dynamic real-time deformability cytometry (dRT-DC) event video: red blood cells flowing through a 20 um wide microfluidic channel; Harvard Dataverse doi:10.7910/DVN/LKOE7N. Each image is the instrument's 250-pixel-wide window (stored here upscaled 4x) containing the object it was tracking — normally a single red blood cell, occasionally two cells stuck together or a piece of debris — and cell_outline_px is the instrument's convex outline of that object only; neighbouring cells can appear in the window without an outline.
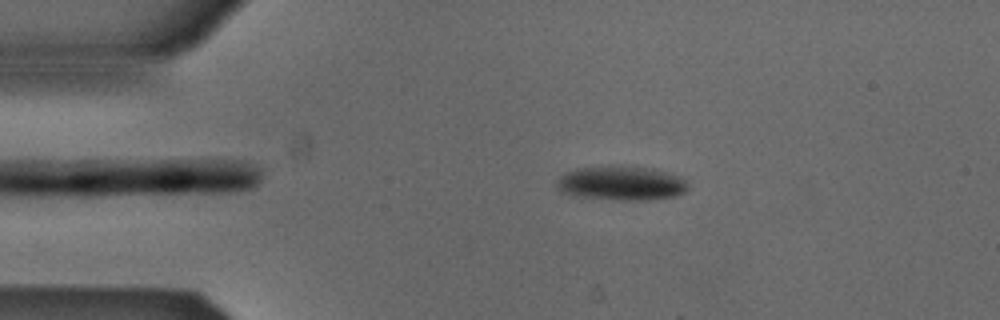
{"species": "Egyptian fruit bat (a non-hibernating species)", "species_latin": "Rousettus aegyptiacus", "temperature_condition": "cold", "stored_images_in_passage": 51, "camera_frame_rate_fps": 3000, "um_per_image_px": 0.085, "animal": {"sex": "male"}, "frame": {"image": 1, "passage_image": 9, "time_ms": 2.667, "image_size_px": [1000, 320], "cell_outline_px": [[688, 188], [684, 192], [676, 196], [644, 200], [620, 200], [584, 196], [564, 192], [560, 188], [560, 176], [564, 172], [576, 168], [644, 168], [664, 172], [680, 176], [688, 184]], "centroid_in_image_um": [52.89, 15.6], "position_along_channel_um": 32.1, "area_um2": 24.8}}
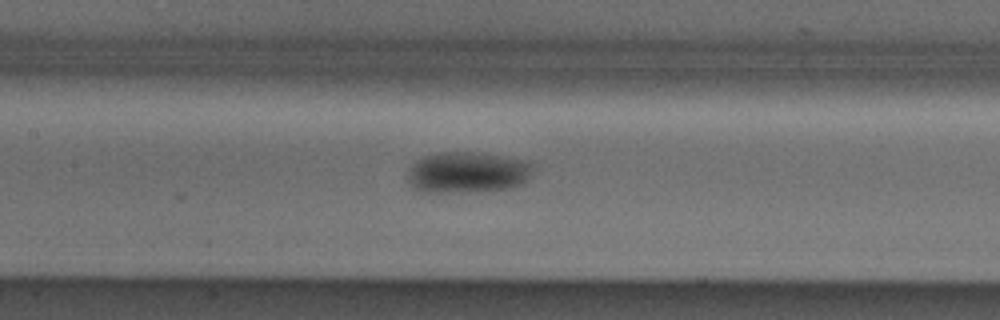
{"frame": {"image": 2, "passage_image": 23, "time_ms": 7.333, "image_size_px": [1000, 320], "cell_outline_px": [[532, 168], [524, 184], [512, 188], [476, 192], [424, 192], [416, 188], [408, 180], [408, 168], [416, 160], [424, 156], [440, 152], [480, 152], [528, 160], [532, 164]], "centroid_in_image_um": [39.75, 14.65], "position_along_channel_um": 167.6, "area_um2": 30.35}}
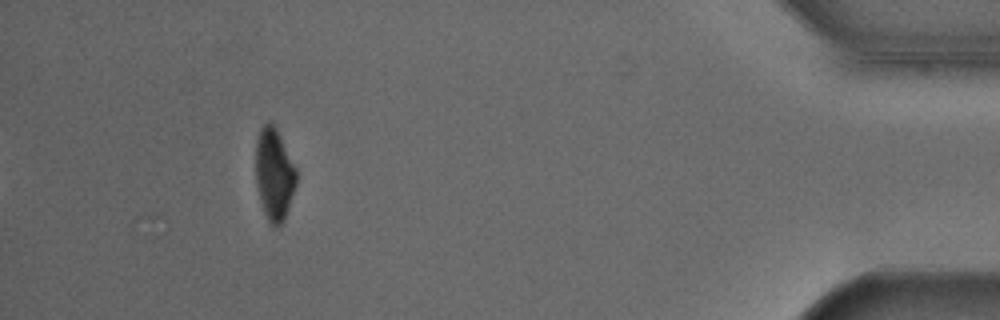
{"frame": {"image": 3, "passage_image": 47, "time_ms": 15.333, "image_size_px": [1000, 320], "cell_outline_px": [[296, 184], [284, 220], [276, 228], [272, 228], [264, 212], [260, 200], [256, 184], [256, 140], [260, 128], [268, 120], [272, 120], [296, 168]], "centroid_in_image_um": [23.29, 14.8], "position_along_channel_um": 411.9, "area_um2": 21.79}, "authors_computed_cell_mechanics": {"area_um2": 25.3742, "velocity_mm_per_s": 3.8798, "shape_relaxation_time_tau1_ms": 3.5353, "shape_relaxation_time_tau2_ms": null, "deformation_change_tau1": 0.0867, "deformation_change_tau2": null}}